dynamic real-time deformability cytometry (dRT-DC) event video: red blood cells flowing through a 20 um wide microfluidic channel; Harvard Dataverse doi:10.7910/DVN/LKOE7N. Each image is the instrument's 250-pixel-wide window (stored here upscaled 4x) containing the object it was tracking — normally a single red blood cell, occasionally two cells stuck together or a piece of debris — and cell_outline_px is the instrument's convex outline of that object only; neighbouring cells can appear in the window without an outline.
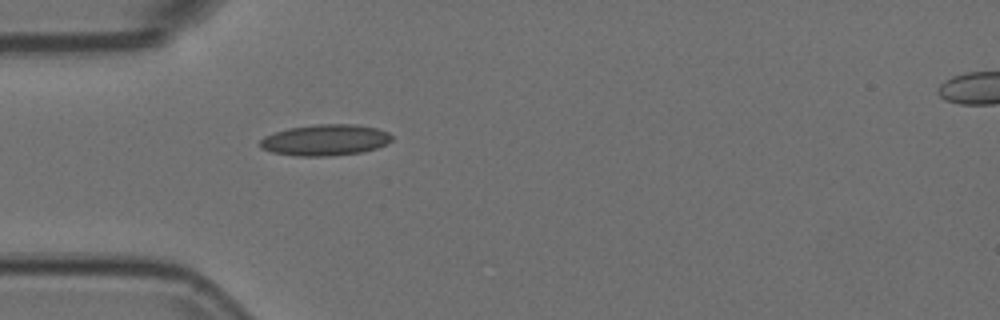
{"species": "Egyptian fruit bat (a non-hibernating species)", "species_latin": "Rousettus aegyptiacus", "temperature_condition": "room temperature", "stored_images_in_passage": 5, "camera_frame_rate_fps": 3000, "um_per_image_px": 0.085, "animal": {"sex": "female"}, "frame": {"image": 1, "passage_image": 1, "time_ms": 0.0, "image_size_px": [1000, 320], "cell_outline_px": [[392, 140], [376, 148], [360, 152], [328, 156], [296, 156], [272, 152], [260, 148], [260, 140], [264, 136], [288, 128], [316, 124], [356, 124], [376, 128], [388, 132], [392, 136]], "centroid_in_image_um": [27.62, 11.9], "position_along_channel_um": 57.4, "area_um2": 23.81}}